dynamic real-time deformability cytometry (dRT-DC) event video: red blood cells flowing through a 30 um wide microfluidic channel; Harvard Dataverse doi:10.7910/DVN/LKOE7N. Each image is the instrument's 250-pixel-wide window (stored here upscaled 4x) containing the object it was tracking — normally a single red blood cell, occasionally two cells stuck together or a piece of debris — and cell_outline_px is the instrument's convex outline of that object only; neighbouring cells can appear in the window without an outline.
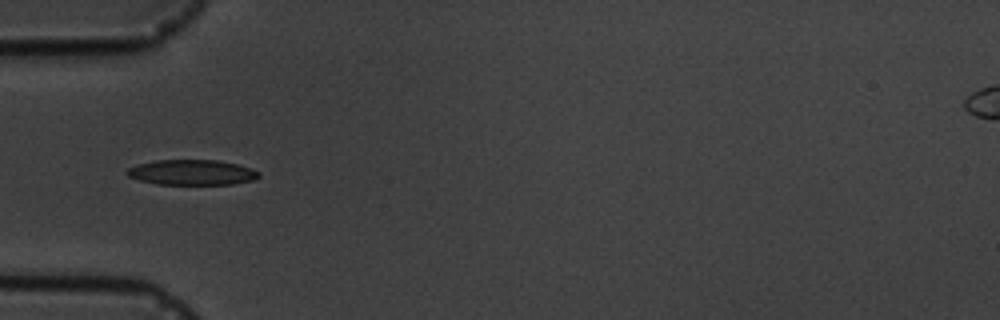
{"species": "common noctule bat (a hibernating species)", "species_latin": "Nyctalus noctula", "temperature_condition": "cold", "stored_images_in_passage": 15, "camera_frame_rate_fps": 3000, "um_per_image_px": 0.085, "animal": {"sex": "male", "body_mass_g": 19.5, "forearm_length_mm": 54.6}, "frame": {"image": 1, "passage_image": 5, "time_ms": 4.667, "image_size_px": [1000, 320], "cell_outline_px": [[260, 176], [256, 180], [232, 184], [156, 184], [140, 180], [128, 176], [124, 172], [128, 168], [140, 164], [156, 160], [216, 160], [240, 164], [252, 168], [260, 172]], "centroid_in_image_um": [16.37, 14.65], "position_along_channel_um": 68.6, "area_um2": 19.54}}
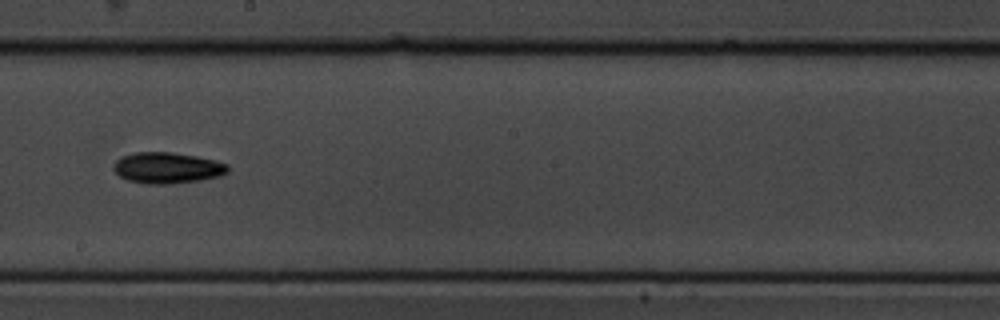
{"frame": {"image": 2, "passage_image": 9, "time_ms": 9.333, "image_size_px": [1000, 320], "cell_outline_px": [[228, 172], [220, 176], [200, 180], [168, 184], [148, 184], [128, 180], [120, 176], [112, 168], [112, 164], [120, 156], [136, 152], [172, 152], [196, 156], [216, 160], [228, 164]], "centroid_in_image_um": [14.2, 14.26], "position_along_channel_um": 234.0, "area_um2": 20.81}}
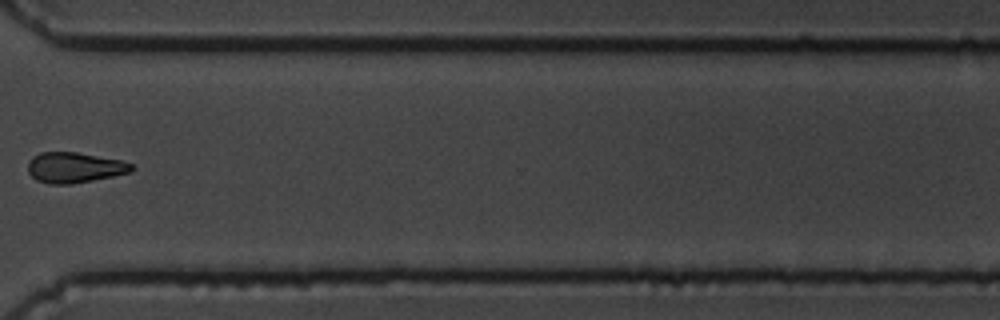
{"frame": {"image": 3, "passage_image": 12, "time_ms": 13.0, "image_size_px": [1000, 320], "cell_outline_px": [[136, 168], [132, 172], [72, 184], [48, 184], [36, 180], [28, 172], [28, 160], [32, 156], [40, 152], [76, 152], [120, 160], [132, 164]], "centroid_in_image_um": [6.31, 14.24], "position_along_channel_um": 364.3, "area_um2": 18.5}, "authors_computed_cell_mechanics": {"area_um2": 19.5364, "velocity_mm_per_s": 3.557, "shape_relaxation_time_tau1_ms": 2.7004, "shape_relaxation_time_tau2_ms": null, "deformation_change_tau1": 0.0695, "deformation_change_tau2": null}}